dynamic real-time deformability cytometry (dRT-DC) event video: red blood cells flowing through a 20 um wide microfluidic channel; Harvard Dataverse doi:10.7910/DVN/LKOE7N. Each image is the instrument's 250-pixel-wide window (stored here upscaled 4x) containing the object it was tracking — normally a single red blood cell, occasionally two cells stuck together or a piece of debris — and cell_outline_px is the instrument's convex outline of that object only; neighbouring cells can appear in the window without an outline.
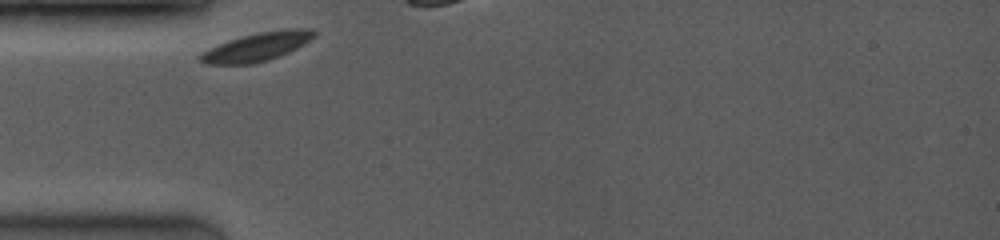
{"species": "common noctule bat (a hibernating species)", "species_latin": "Nyctalus noctula", "temperature_condition": "room temperature", "stored_images_in_passage": 2, "camera_frame_rate_fps": 3500, "um_per_image_px": 0.085, "animal": {"sex": "female", "body_mass_g": 19.0, "forearm_length_mm": 53.3}, "frame": {"image": 1, "passage_image": 1, "time_ms": 0.0, "image_size_px": [1000, 240], "cell_outline_px": [[316, 36], [296, 48], [280, 56], [268, 60], [252, 64], [204, 64], [196, 60], [196, 56], [208, 48], [240, 36], [256, 32], [288, 28], [312, 28], [316, 32]], "centroid_in_image_um": [21.8, 3.97], "position_along_channel_um": 63.2, "area_um2": 19.25}}